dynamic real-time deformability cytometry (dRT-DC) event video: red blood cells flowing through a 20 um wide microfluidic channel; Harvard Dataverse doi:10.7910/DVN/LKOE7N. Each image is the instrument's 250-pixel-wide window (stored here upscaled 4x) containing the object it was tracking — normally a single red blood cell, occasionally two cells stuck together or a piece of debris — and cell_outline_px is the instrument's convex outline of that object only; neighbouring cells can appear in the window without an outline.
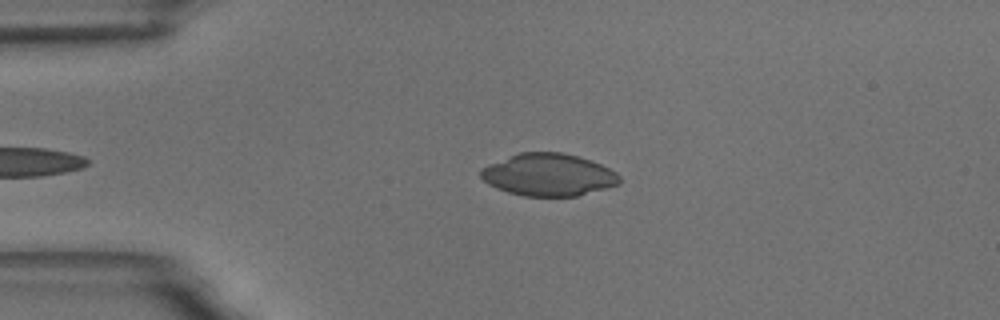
{"species": "common noctule bat (a hibernating species)", "species_latin": "Nyctalus noctula", "temperature_condition": "room temperature", "stored_images_in_passage": 3, "camera_frame_rate_fps": 3000, "um_per_image_px": 0.085, "animal": {"sex": "male", "body_mass_g": 18.8}, "frame": {"image": 1, "passage_image": 3, "time_ms": 0.667, "image_size_px": [1000, 320], "cell_outline_px": [[620, 184], [576, 196], [524, 196], [508, 192], [496, 188], [488, 184], [480, 176], [480, 168], [488, 164], [520, 152], [560, 152], [576, 156], [600, 164], [616, 172], [620, 176]], "centroid_in_image_um": [46.59, 14.86], "position_along_channel_um": 38.4, "area_um2": 34.04}}